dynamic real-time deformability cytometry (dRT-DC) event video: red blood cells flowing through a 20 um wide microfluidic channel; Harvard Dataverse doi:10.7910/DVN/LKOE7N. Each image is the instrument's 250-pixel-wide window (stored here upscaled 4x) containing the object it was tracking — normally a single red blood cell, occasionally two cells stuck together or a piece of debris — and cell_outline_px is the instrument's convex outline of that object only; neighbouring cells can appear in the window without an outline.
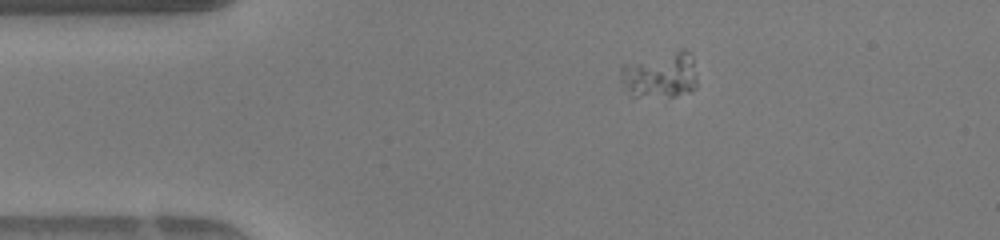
{"species": "human", "species_latin": "Homo sapiens", "temperature_condition": "warm", "stored_images_in_passage": 50, "camera_frame_rate_fps": 3000, "um_per_image_px": 0.085, "donor": {"sex": "female"}, "frame": {"image": 1, "passage_image": 10, "time_ms": 3.0, "image_size_px": [1000, 240], "cell_outline_px": [[696, 88], [688, 92], [676, 96], [628, 96], [620, 80], [620, 64], [680, 48], [684, 48], [692, 56], [696, 76]], "centroid_in_image_um": [56.08, 6.35], "position_along_channel_um": 28.9, "area_um2": 21.15}}
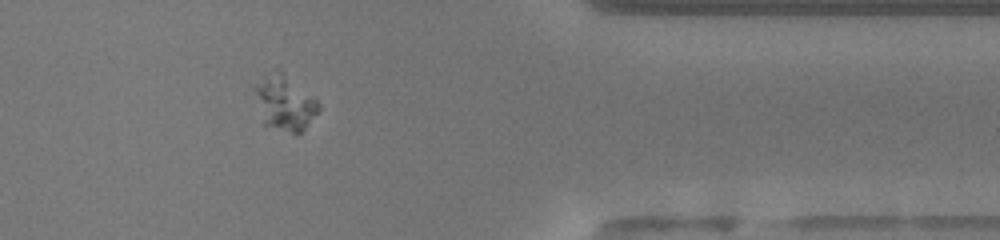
{"frame": {"image": 2, "passage_image": 41, "time_ms": 13.333, "image_size_px": [1000, 240], "cell_outline_px": [[320, 108], [304, 128], [300, 132], [292, 132], [264, 124], [252, 88], [276, 64], [316, 100], [320, 104]], "centroid_in_image_um": [24.15, 8.64], "position_along_channel_um": 387.2, "area_um2": 20.29}}
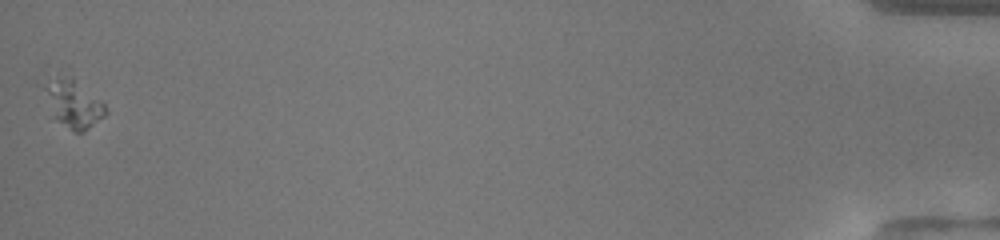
{"frame": {"image": 3, "passage_image": 50, "time_ms": 16.333, "image_size_px": [1000, 240], "cell_outline_px": [[108, 112], [104, 116], [84, 132], [76, 132], [60, 120], [56, 116], [44, 88], [52, 72], [68, 64], [104, 104]], "centroid_in_image_um": [6.26, 8.5], "position_along_channel_um": 428.9, "area_um2": 18.21}}